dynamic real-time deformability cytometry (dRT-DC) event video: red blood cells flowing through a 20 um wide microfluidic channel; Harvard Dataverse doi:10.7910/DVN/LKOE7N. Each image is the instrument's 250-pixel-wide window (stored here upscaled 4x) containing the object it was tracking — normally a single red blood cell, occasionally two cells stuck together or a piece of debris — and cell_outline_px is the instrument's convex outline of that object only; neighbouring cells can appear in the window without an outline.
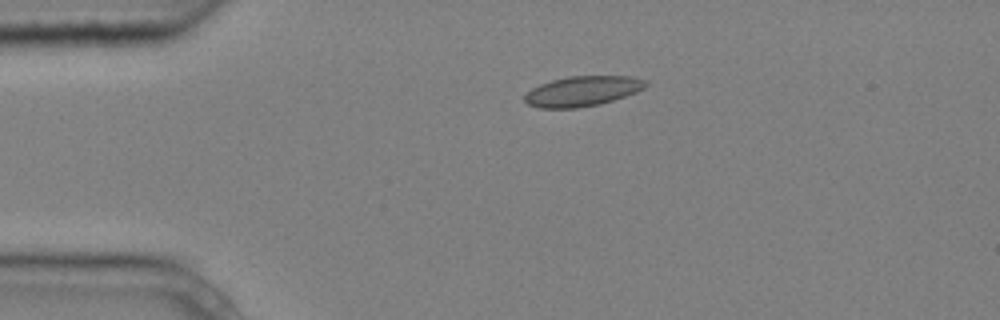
{"species": "common noctule bat (a hibernating species)", "species_latin": "Nyctalus noctula", "temperature_condition": "cold", "stored_images_in_passage": 5, "camera_frame_rate_fps": 3000, "um_per_image_px": 0.085, "animal": {"sex": "male", "body_mass_g": 20.4}, "frame": {"image": 1, "passage_image": 4, "time_ms": 1.0, "image_size_px": [1000, 320], "cell_outline_px": [[648, 84], [644, 88], [636, 92], [600, 104], [576, 108], [540, 108], [528, 104], [524, 100], [524, 96], [532, 88], [540, 84], [552, 80], [568, 76], [632, 76], [644, 80]], "centroid_in_image_um": [49.49, 7.74], "position_along_channel_um": 35.5, "area_um2": 21.1}}